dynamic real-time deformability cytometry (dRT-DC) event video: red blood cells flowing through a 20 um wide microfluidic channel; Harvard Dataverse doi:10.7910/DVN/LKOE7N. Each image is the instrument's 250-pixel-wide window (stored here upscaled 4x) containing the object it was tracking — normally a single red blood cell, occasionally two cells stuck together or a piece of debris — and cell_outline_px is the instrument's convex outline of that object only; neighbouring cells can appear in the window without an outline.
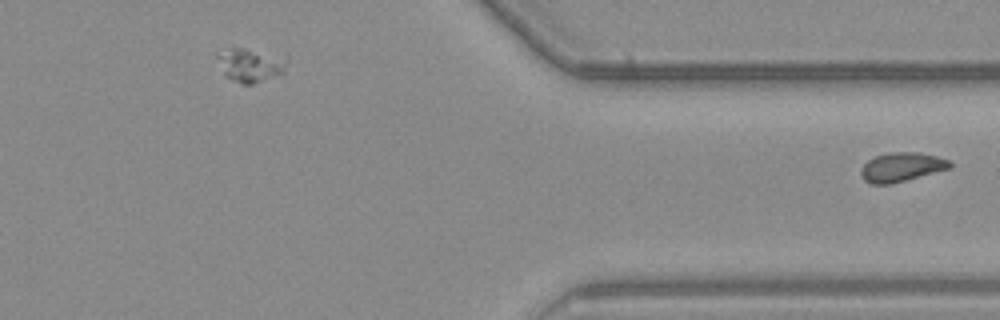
{"species": "common noctule bat (a hibernating species)", "species_latin": "Nyctalus noctula", "temperature_condition": "warm", "stored_images_in_passage": 32, "segment_of_instrument_passage": [3, 3], "camera_frame_rate_fps": 3000, "um_per_image_px": 0.085, "animal": {"sex": "male", "body_mass_g": 23.1, "forearm_length_mm": 52.7}, "frame": {"image": 1, "passage_image": 32, "time_ms": 10.333, "image_size_px": [1000, 320], "cell_outline_px": [[952, 168], [888, 184], [872, 184], [864, 180], [860, 172], [860, 168], [868, 160], [876, 156], [892, 152], [916, 152], [936, 156], [952, 160]], "centroid_in_image_um": [76.65, 14.19], "position_along_channel_um": 334.7, "area_um2": 14.97}}